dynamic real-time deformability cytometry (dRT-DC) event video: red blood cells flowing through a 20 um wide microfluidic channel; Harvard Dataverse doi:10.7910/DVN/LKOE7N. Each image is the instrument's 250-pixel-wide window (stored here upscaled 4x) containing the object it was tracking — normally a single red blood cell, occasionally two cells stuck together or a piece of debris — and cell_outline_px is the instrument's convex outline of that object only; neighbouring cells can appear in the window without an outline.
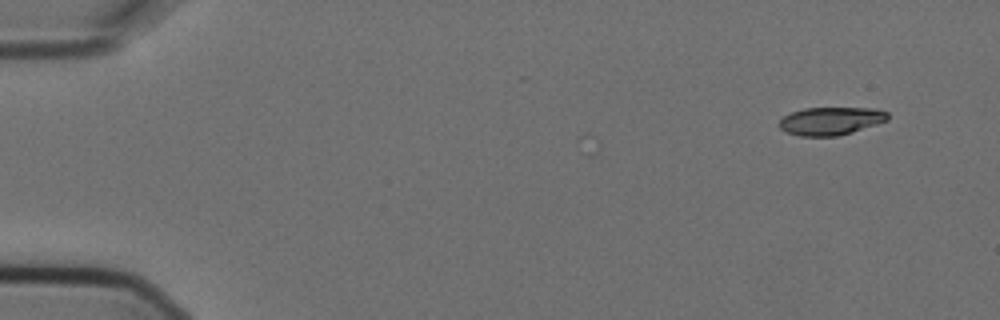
{"species": "Egyptian fruit bat (a non-hibernating species)", "species_latin": "Rousettus aegyptiacus", "temperature_condition": "cold", "stored_images_in_passage": 3, "camera_frame_rate_fps": 3000, "um_per_image_px": 0.085, "animal": {"sex": "female"}, "frame": {"image": 1, "passage_image": 3, "time_ms": 0.667, "image_size_px": [1000, 320], "cell_outline_px": [[888, 120], [852, 132], [836, 136], [800, 136], [784, 132], [776, 124], [784, 116], [792, 112], [804, 108], [876, 108], [888, 112]], "centroid_in_image_um": [70.58, 10.28], "position_along_channel_um": 14.4, "area_um2": 17.74}}